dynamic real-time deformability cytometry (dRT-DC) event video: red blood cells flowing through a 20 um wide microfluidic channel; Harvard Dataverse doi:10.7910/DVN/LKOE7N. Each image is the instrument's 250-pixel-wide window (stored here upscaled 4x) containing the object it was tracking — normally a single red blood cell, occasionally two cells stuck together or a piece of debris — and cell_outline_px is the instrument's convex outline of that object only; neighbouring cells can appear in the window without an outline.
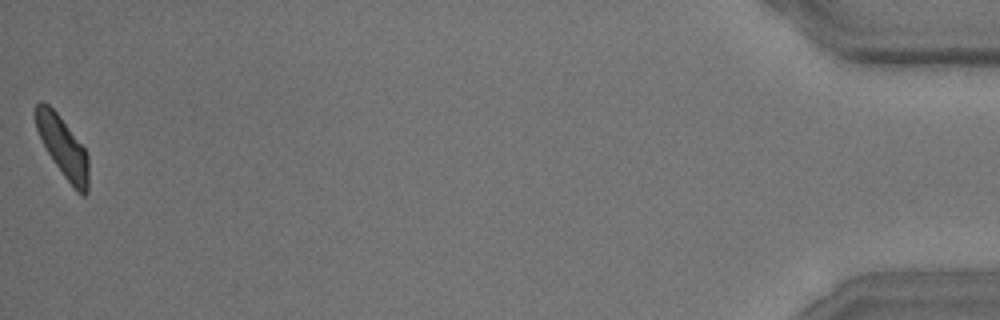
{"species": "common noctule bat (a hibernating species)", "species_latin": "Nyctalus noctula", "temperature_condition": "room temperature", "stored_images_in_passage": 53, "camera_frame_rate_fps": 3000, "um_per_image_px": 0.085, "animal": {"sex": "male", "body_mass_g": 15.6}, "frame": {"image": 1, "passage_image": 53, "time_ms": 17.333, "image_size_px": [1000, 320], "cell_outline_px": [[88, 192], [84, 196], [76, 192], [64, 176], [48, 152], [36, 128], [32, 112], [32, 108], [40, 100], [48, 104], [56, 112], [84, 148], [88, 156]], "centroid_in_image_um": [5.31, 12.47], "position_along_channel_um": 429.9, "area_um2": 18.5}, "authors_computed_cell_mechanics": {"area_um2": 19.4208, "velocity_mm_per_s": 3.697, "shape_relaxation_time_tau1_ms": 4.8901, "shape_relaxation_time_tau2_ms": 1.4228, "deformation_change_tau1": 0.1513, "deformation_change_tau2": 0.0818}}